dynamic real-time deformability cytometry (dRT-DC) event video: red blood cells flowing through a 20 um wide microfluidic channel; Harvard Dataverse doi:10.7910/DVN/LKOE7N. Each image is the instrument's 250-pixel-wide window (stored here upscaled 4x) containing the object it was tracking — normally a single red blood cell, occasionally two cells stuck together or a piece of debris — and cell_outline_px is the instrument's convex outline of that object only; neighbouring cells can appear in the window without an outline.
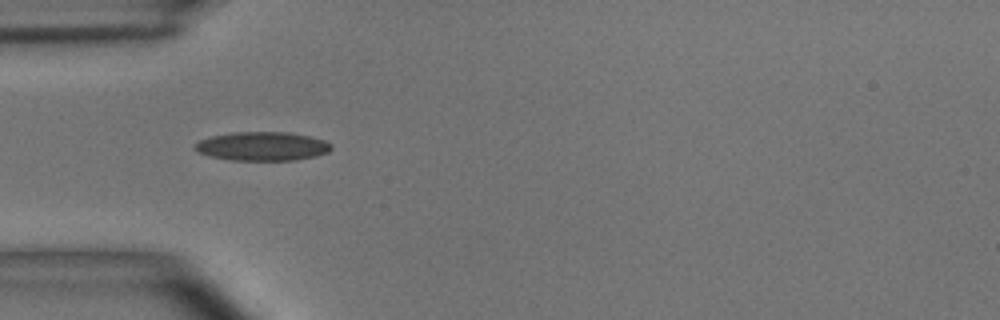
{"species": "common noctule bat (a hibernating species)", "species_latin": "Nyctalus noctula", "temperature_condition": "room temperature", "stored_images_in_passage": 14, "camera_frame_rate_fps": 3000, "um_per_image_px": 0.085, "animal": {"sex": "male", "body_mass_g": 15.6}, "frame": {"image": 1, "passage_image": 1, "time_ms": 0.0, "image_size_px": [1000, 320], "cell_outline_px": [[332, 148], [328, 152], [316, 156], [296, 160], [228, 160], [208, 156], [200, 152], [196, 148], [196, 144], [200, 140], [212, 136], [232, 132], [288, 132], [308, 136], [324, 140], [332, 144]], "centroid_in_image_um": [22.33, 12.43], "position_along_channel_um": 62.7, "area_um2": 22.83}}
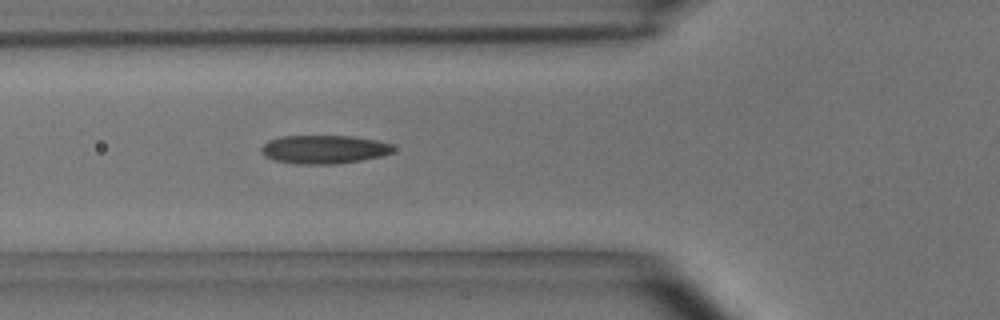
{"frame": {"image": 2, "passage_image": 4, "time_ms": 1.0, "image_size_px": [1000, 320], "cell_outline_px": [[392, 152], [384, 156], [336, 164], [296, 164], [272, 160], [264, 156], [260, 152], [260, 148], [268, 140], [280, 136], [352, 136], [376, 140], [392, 144]], "centroid_in_image_um": [27.49, 12.7], "position_along_channel_um": 98.3, "area_um2": 22.08}}
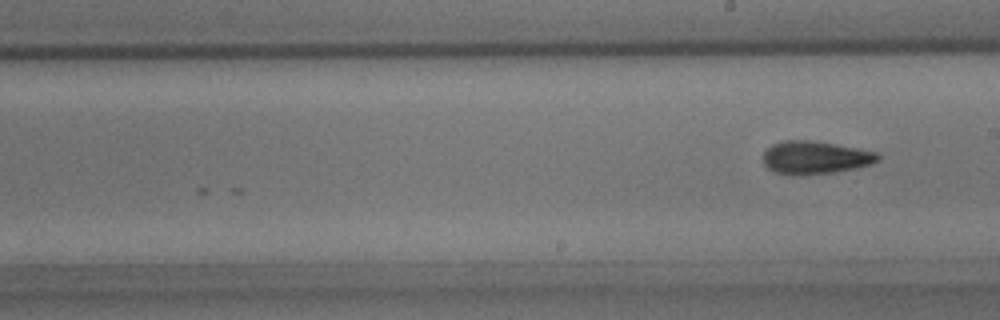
{"frame": {"image": 3, "passage_image": 14, "time_ms": 4.333, "image_size_px": [1000, 320], "cell_outline_px": [[880, 160], [872, 164], [836, 172], [800, 176], [788, 176], [776, 172], [768, 168], [764, 164], [764, 152], [772, 144], [784, 140], [808, 140], [856, 148], [876, 152], [880, 156]], "centroid_in_image_um": [69.27, 13.41], "position_along_channel_um": 219.7, "area_um2": 22.08}}